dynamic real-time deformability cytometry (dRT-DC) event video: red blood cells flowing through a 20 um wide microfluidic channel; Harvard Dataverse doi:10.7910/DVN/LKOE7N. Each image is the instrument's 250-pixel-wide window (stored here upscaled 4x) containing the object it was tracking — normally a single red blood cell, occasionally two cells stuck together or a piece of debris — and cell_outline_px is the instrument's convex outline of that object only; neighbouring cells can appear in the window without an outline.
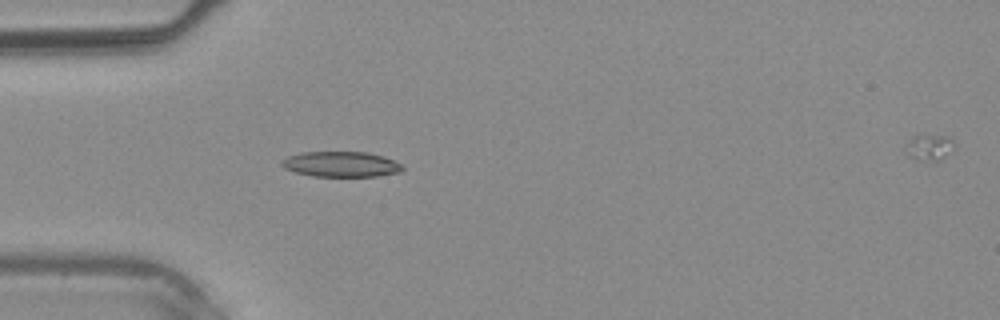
{"species": "common noctule bat (a hibernating species)", "species_latin": "Nyctalus noctula", "temperature_condition": "warm", "stored_images_in_passage": 2, "camera_frame_rate_fps": 3000, "um_per_image_px": 0.085, "animal": {"sex": "male", "body_mass_g": 20.4}, "frame": {"image": 1, "passage_image": 1, "time_ms": 0.0, "image_size_px": [1000, 320], "cell_outline_px": [[404, 168], [400, 172], [376, 176], [312, 176], [296, 172], [284, 168], [280, 164], [280, 160], [288, 156], [300, 152], [368, 152], [384, 156], [400, 164]], "centroid_in_image_um": [28.95, 13.95], "position_along_channel_um": 56.0, "area_um2": 17.86}}